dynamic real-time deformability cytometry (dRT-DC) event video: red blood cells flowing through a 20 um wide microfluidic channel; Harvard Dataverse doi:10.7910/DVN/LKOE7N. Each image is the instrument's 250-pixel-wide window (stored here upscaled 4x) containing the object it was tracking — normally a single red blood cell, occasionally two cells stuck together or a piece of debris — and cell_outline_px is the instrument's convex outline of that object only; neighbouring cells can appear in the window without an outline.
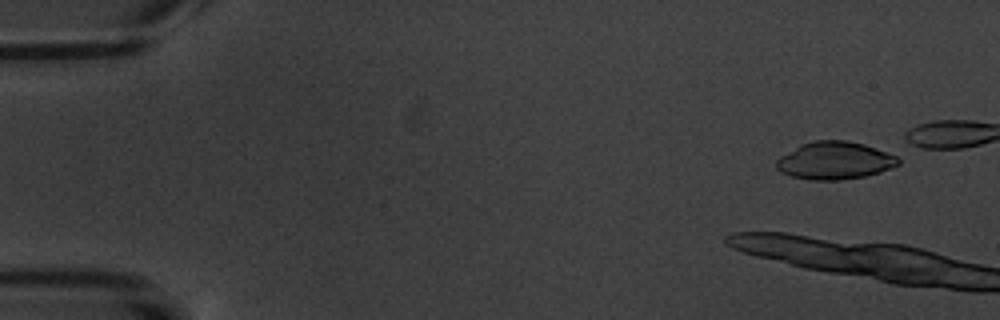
{"species": "common noctule bat (a hibernating species)", "species_latin": "Nyctalus noctula", "temperature_condition": "warm", "stored_images_in_passage": 5, "camera_frame_rate_fps": 3000, "um_per_image_px": 0.085, "animal": {"sex": "male", "body_mass_g": 20.1, "forearm_length_mm": 53.5}, "frame": {"image": 1, "passage_image": 1, "time_ms": 0.0, "image_size_px": [1000, 320], "cell_outline_px": [[900, 164], [892, 168], [880, 172], [864, 176], [836, 180], [812, 180], [792, 176], [780, 172], [776, 168], [776, 160], [780, 156], [800, 144], [812, 140], [848, 140], [864, 144], [896, 156], [900, 160]], "centroid_in_image_um": [70.93, 13.64], "position_along_channel_um": 14.1, "area_um2": 26.76}}